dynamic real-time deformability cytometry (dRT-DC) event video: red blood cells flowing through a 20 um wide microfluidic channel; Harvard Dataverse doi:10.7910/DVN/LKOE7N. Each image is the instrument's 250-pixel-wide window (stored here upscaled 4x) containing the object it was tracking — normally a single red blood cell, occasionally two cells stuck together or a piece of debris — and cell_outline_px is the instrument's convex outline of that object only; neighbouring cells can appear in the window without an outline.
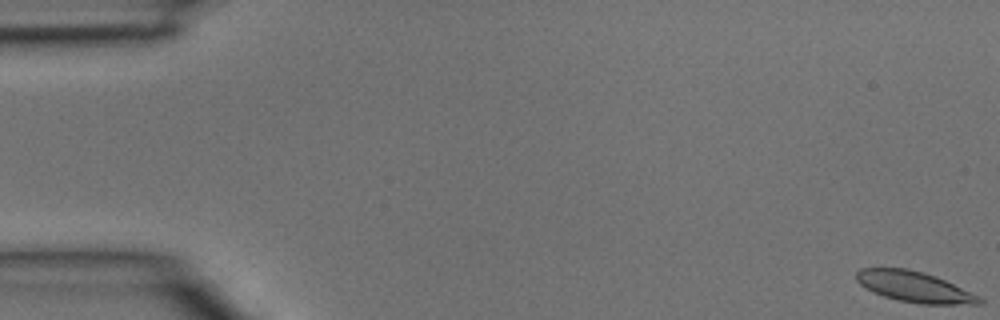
{"species": "common noctule bat (a hibernating species)", "species_latin": "Nyctalus noctula", "temperature_condition": "room temperature", "stored_images_in_passage": 13, "camera_frame_rate_fps": 3000, "um_per_image_px": 0.085, "animal": {"sex": "male", "body_mass_g": 15.6}, "frame": {"image": 1, "passage_image": 1, "time_ms": 0.0, "image_size_px": [1000, 320], "cell_outline_px": [[984, 304], [920, 304], [900, 300], [884, 296], [872, 292], [860, 284], [856, 280], [856, 272], [860, 268], [908, 268], [924, 272], [936, 276], [980, 296], [984, 300]], "centroid_in_image_um": [77.74, 24.38], "position_along_channel_um": 7.3, "area_um2": 22.02}}
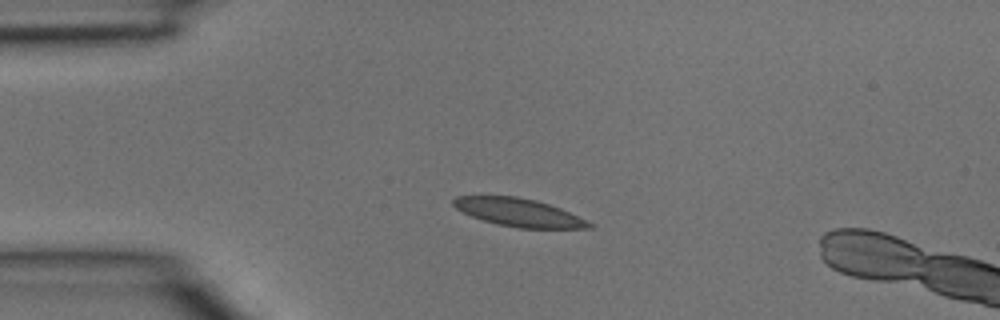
{"frame": {"image": 2, "passage_image": 10, "time_ms": 3.0, "image_size_px": [1000, 320], "cell_outline_px": [[596, 224], [592, 228], [516, 228], [496, 224], [472, 216], [456, 208], [452, 204], [452, 200], [456, 196], [516, 196], [536, 200], [560, 208]], "centroid_in_image_um": [44.12, 18.06], "position_along_channel_um": 40.9, "area_um2": 22.14}}